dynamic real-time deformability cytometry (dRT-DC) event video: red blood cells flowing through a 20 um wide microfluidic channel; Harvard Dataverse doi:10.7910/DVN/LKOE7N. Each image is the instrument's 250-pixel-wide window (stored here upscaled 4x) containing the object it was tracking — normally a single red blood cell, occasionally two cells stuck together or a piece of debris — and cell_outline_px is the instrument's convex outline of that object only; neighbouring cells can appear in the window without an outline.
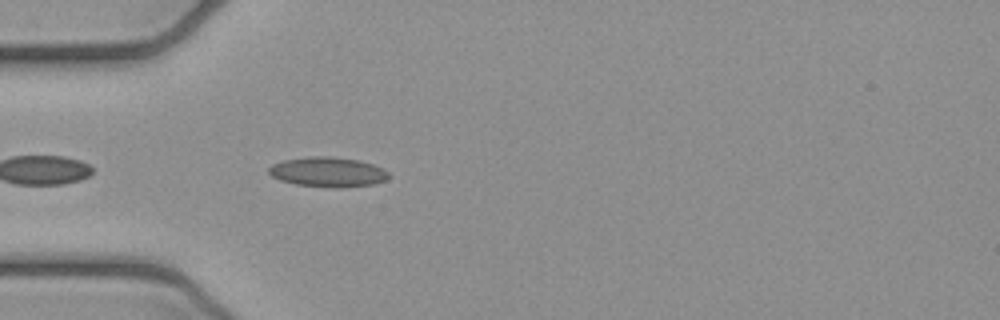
{"species": "common noctule bat (a hibernating species)", "species_latin": "Nyctalus noctula", "temperature_condition": "cold", "stored_images_in_passage": 4, "camera_frame_rate_fps": 3000, "um_per_image_px": 0.085, "animal": {"sex": "female", "body_mass_g": 21.9}, "frame": {"image": 1, "passage_image": 4, "time_ms": 1.0, "image_size_px": [1000, 320], "cell_outline_px": [[392, 176], [384, 180], [372, 184], [340, 188], [328, 188], [296, 184], [280, 180], [272, 176], [268, 172], [268, 168], [272, 164], [284, 160], [312, 156], [332, 156], [356, 160], [372, 164], [384, 168]], "centroid_in_image_um": [27.87, 14.62], "position_along_channel_um": 57.1, "area_um2": 20.92}}